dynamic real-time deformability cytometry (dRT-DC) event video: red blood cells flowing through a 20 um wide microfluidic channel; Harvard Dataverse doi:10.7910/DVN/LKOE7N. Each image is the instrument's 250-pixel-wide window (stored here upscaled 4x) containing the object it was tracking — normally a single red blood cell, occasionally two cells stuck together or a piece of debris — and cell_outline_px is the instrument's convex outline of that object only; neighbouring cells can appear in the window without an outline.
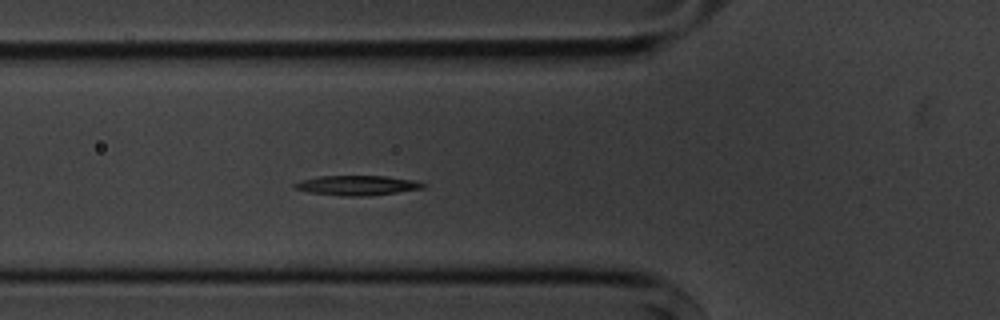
{"species": "common noctule bat (a hibernating species)", "species_latin": "Nyctalus noctula", "temperature_condition": "cold", "stored_images_in_passage": 6, "camera_frame_rate_fps": 3000, "um_per_image_px": 0.085, "animal": {"sex": "male", "body_mass_g": 20.1, "forearm_length_mm": 53.5}, "frame": {"image": 1, "passage_image": 6, "time_ms": 5.667, "image_size_px": [1000, 320], "cell_outline_px": [[424, 188], [368, 196], [344, 196], [308, 192], [296, 188], [292, 184], [300, 180], [320, 176], [384, 176], [416, 180], [424, 184]], "centroid_in_image_um": [30.34, 15.75], "position_along_channel_um": 95.5, "area_um2": 14.68}}